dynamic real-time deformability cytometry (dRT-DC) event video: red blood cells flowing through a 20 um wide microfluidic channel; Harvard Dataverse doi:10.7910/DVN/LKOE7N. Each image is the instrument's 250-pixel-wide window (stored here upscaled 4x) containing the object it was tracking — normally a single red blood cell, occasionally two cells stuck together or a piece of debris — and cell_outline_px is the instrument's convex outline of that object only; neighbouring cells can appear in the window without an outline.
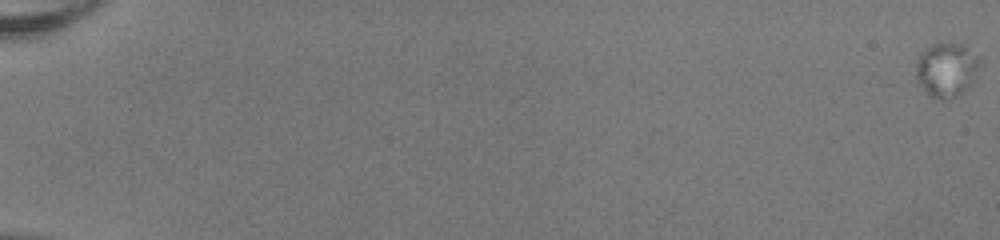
{"species": "human", "species_latin": "Homo sapiens", "temperature_condition": "room temperature", "stored_images_in_passage": 39, "camera_frame_rate_fps": 3000, "um_per_image_px": 0.085, "donor": {"sex": "female"}, "frame": {"image": 1, "passage_image": 1, "time_ms": 0.0, "image_size_px": [1000, 240], "cell_outline_px": [[980, 60], [968, 88], [944, 100], [932, 96], [924, 92], [916, 76], [916, 60], [920, 52], [932, 44], [964, 44]], "centroid_in_image_um": [80.39, 5.9], "position_along_channel_um": 4.6, "area_um2": 19.54}}